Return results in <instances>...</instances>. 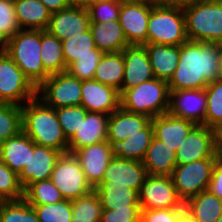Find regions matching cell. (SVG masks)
I'll return each instance as SVG.
<instances>
[{
	"mask_svg": "<svg viewBox=\"0 0 222 222\" xmlns=\"http://www.w3.org/2000/svg\"><path fill=\"white\" fill-rule=\"evenodd\" d=\"M184 207L198 222H216L222 216V200L208 190L188 199Z\"/></svg>",
	"mask_w": 222,
	"mask_h": 222,
	"instance_id": "f546056e",
	"label": "cell"
},
{
	"mask_svg": "<svg viewBox=\"0 0 222 222\" xmlns=\"http://www.w3.org/2000/svg\"><path fill=\"white\" fill-rule=\"evenodd\" d=\"M62 154L56 149L36 145L30 139L29 162L18 174L23 190L34 182L50 179L54 166Z\"/></svg>",
	"mask_w": 222,
	"mask_h": 222,
	"instance_id": "9a60e30c",
	"label": "cell"
},
{
	"mask_svg": "<svg viewBox=\"0 0 222 222\" xmlns=\"http://www.w3.org/2000/svg\"><path fill=\"white\" fill-rule=\"evenodd\" d=\"M14 8L21 29L47 30L51 13L40 0H14Z\"/></svg>",
	"mask_w": 222,
	"mask_h": 222,
	"instance_id": "83f0119b",
	"label": "cell"
},
{
	"mask_svg": "<svg viewBox=\"0 0 222 222\" xmlns=\"http://www.w3.org/2000/svg\"><path fill=\"white\" fill-rule=\"evenodd\" d=\"M138 195L141 210L185 208L171 176L148 175Z\"/></svg>",
	"mask_w": 222,
	"mask_h": 222,
	"instance_id": "8fae6325",
	"label": "cell"
},
{
	"mask_svg": "<svg viewBox=\"0 0 222 222\" xmlns=\"http://www.w3.org/2000/svg\"><path fill=\"white\" fill-rule=\"evenodd\" d=\"M81 90L82 81L65 71L50 75L37 88V97L54 109L78 106L81 105Z\"/></svg>",
	"mask_w": 222,
	"mask_h": 222,
	"instance_id": "9c48e42d",
	"label": "cell"
},
{
	"mask_svg": "<svg viewBox=\"0 0 222 222\" xmlns=\"http://www.w3.org/2000/svg\"><path fill=\"white\" fill-rule=\"evenodd\" d=\"M71 204L72 222H100L103 208L94 189L84 196L71 200Z\"/></svg>",
	"mask_w": 222,
	"mask_h": 222,
	"instance_id": "e575fe53",
	"label": "cell"
},
{
	"mask_svg": "<svg viewBox=\"0 0 222 222\" xmlns=\"http://www.w3.org/2000/svg\"><path fill=\"white\" fill-rule=\"evenodd\" d=\"M219 155L222 157V129L218 132Z\"/></svg>",
	"mask_w": 222,
	"mask_h": 222,
	"instance_id": "9f6ffc18",
	"label": "cell"
},
{
	"mask_svg": "<svg viewBox=\"0 0 222 222\" xmlns=\"http://www.w3.org/2000/svg\"><path fill=\"white\" fill-rule=\"evenodd\" d=\"M124 77L123 52L103 53L96 67L93 79L104 85L115 88L122 93V83Z\"/></svg>",
	"mask_w": 222,
	"mask_h": 222,
	"instance_id": "4dcf8cb0",
	"label": "cell"
},
{
	"mask_svg": "<svg viewBox=\"0 0 222 222\" xmlns=\"http://www.w3.org/2000/svg\"><path fill=\"white\" fill-rule=\"evenodd\" d=\"M155 78L169 81L177 68L180 45L144 44Z\"/></svg>",
	"mask_w": 222,
	"mask_h": 222,
	"instance_id": "cb8c5ba5",
	"label": "cell"
},
{
	"mask_svg": "<svg viewBox=\"0 0 222 222\" xmlns=\"http://www.w3.org/2000/svg\"><path fill=\"white\" fill-rule=\"evenodd\" d=\"M81 106L88 112L111 115L120 107V93L95 79L82 81Z\"/></svg>",
	"mask_w": 222,
	"mask_h": 222,
	"instance_id": "e0dca14e",
	"label": "cell"
},
{
	"mask_svg": "<svg viewBox=\"0 0 222 222\" xmlns=\"http://www.w3.org/2000/svg\"><path fill=\"white\" fill-rule=\"evenodd\" d=\"M188 40L222 43V0H198L183 6Z\"/></svg>",
	"mask_w": 222,
	"mask_h": 222,
	"instance_id": "277c9868",
	"label": "cell"
},
{
	"mask_svg": "<svg viewBox=\"0 0 222 222\" xmlns=\"http://www.w3.org/2000/svg\"><path fill=\"white\" fill-rule=\"evenodd\" d=\"M37 95V87L7 53L0 54V102L22 106Z\"/></svg>",
	"mask_w": 222,
	"mask_h": 222,
	"instance_id": "52a82bcc",
	"label": "cell"
},
{
	"mask_svg": "<svg viewBox=\"0 0 222 222\" xmlns=\"http://www.w3.org/2000/svg\"><path fill=\"white\" fill-rule=\"evenodd\" d=\"M40 222H72L71 200L54 204L31 205Z\"/></svg>",
	"mask_w": 222,
	"mask_h": 222,
	"instance_id": "ab89813d",
	"label": "cell"
},
{
	"mask_svg": "<svg viewBox=\"0 0 222 222\" xmlns=\"http://www.w3.org/2000/svg\"><path fill=\"white\" fill-rule=\"evenodd\" d=\"M72 154L93 189L102 182L105 170L115 156L113 146L107 140L77 149Z\"/></svg>",
	"mask_w": 222,
	"mask_h": 222,
	"instance_id": "5bb4252c",
	"label": "cell"
},
{
	"mask_svg": "<svg viewBox=\"0 0 222 222\" xmlns=\"http://www.w3.org/2000/svg\"><path fill=\"white\" fill-rule=\"evenodd\" d=\"M207 190L222 200V157H219L214 165Z\"/></svg>",
	"mask_w": 222,
	"mask_h": 222,
	"instance_id": "c3c4849f",
	"label": "cell"
},
{
	"mask_svg": "<svg viewBox=\"0 0 222 222\" xmlns=\"http://www.w3.org/2000/svg\"><path fill=\"white\" fill-rule=\"evenodd\" d=\"M151 122L144 114L131 113L121 107L114 111L108 119L107 141L114 147L135 133H140Z\"/></svg>",
	"mask_w": 222,
	"mask_h": 222,
	"instance_id": "603a6c76",
	"label": "cell"
},
{
	"mask_svg": "<svg viewBox=\"0 0 222 222\" xmlns=\"http://www.w3.org/2000/svg\"><path fill=\"white\" fill-rule=\"evenodd\" d=\"M121 0H100L87 6L90 22L107 23L119 20Z\"/></svg>",
	"mask_w": 222,
	"mask_h": 222,
	"instance_id": "7bdbcfd3",
	"label": "cell"
},
{
	"mask_svg": "<svg viewBox=\"0 0 222 222\" xmlns=\"http://www.w3.org/2000/svg\"><path fill=\"white\" fill-rule=\"evenodd\" d=\"M153 136L175 152L197 125L193 121L181 119L165 113L151 118Z\"/></svg>",
	"mask_w": 222,
	"mask_h": 222,
	"instance_id": "ffe728a7",
	"label": "cell"
},
{
	"mask_svg": "<svg viewBox=\"0 0 222 222\" xmlns=\"http://www.w3.org/2000/svg\"><path fill=\"white\" fill-rule=\"evenodd\" d=\"M216 222H222V216Z\"/></svg>",
	"mask_w": 222,
	"mask_h": 222,
	"instance_id": "91938a15",
	"label": "cell"
},
{
	"mask_svg": "<svg viewBox=\"0 0 222 222\" xmlns=\"http://www.w3.org/2000/svg\"><path fill=\"white\" fill-rule=\"evenodd\" d=\"M205 92L207 97L205 126L219 132L222 129V79L210 82L205 87Z\"/></svg>",
	"mask_w": 222,
	"mask_h": 222,
	"instance_id": "d590c367",
	"label": "cell"
},
{
	"mask_svg": "<svg viewBox=\"0 0 222 222\" xmlns=\"http://www.w3.org/2000/svg\"><path fill=\"white\" fill-rule=\"evenodd\" d=\"M218 70H219V79H222V43L219 44Z\"/></svg>",
	"mask_w": 222,
	"mask_h": 222,
	"instance_id": "db71d44e",
	"label": "cell"
},
{
	"mask_svg": "<svg viewBox=\"0 0 222 222\" xmlns=\"http://www.w3.org/2000/svg\"><path fill=\"white\" fill-rule=\"evenodd\" d=\"M219 43L188 40L180 45L177 68L168 81L169 91L204 89L219 79Z\"/></svg>",
	"mask_w": 222,
	"mask_h": 222,
	"instance_id": "6da1fadb",
	"label": "cell"
},
{
	"mask_svg": "<svg viewBox=\"0 0 222 222\" xmlns=\"http://www.w3.org/2000/svg\"><path fill=\"white\" fill-rule=\"evenodd\" d=\"M58 121L62 127L64 136L69 140L79 129L82 120L85 119L87 110L81 106H67L56 109Z\"/></svg>",
	"mask_w": 222,
	"mask_h": 222,
	"instance_id": "b9f144b4",
	"label": "cell"
},
{
	"mask_svg": "<svg viewBox=\"0 0 222 222\" xmlns=\"http://www.w3.org/2000/svg\"><path fill=\"white\" fill-rule=\"evenodd\" d=\"M20 29L16 18L14 0H0V35L7 42Z\"/></svg>",
	"mask_w": 222,
	"mask_h": 222,
	"instance_id": "ee69618b",
	"label": "cell"
},
{
	"mask_svg": "<svg viewBox=\"0 0 222 222\" xmlns=\"http://www.w3.org/2000/svg\"><path fill=\"white\" fill-rule=\"evenodd\" d=\"M122 52L124 59L122 92L155 78L144 45H129Z\"/></svg>",
	"mask_w": 222,
	"mask_h": 222,
	"instance_id": "ac0fdd59",
	"label": "cell"
},
{
	"mask_svg": "<svg viewBox=\"0 0 222 222\" xmlns=\"http://www.w3.org/2000/svg\"><path fill=\"white\" fill-rule=\"evenodd\" d=\"M219 157L218 131L204 125H196L176 151L177 164Z\"/></svg>",
	"mask_w": 222,
	"mask_h": 222,
	"instance_id": "7c38bea8",
	"label": "cell"
},
{
	"mask_svg": "<svg viewBox=\"0 0 222 222\" xmlns=\"http://www.w3.org/2000/svg\"><path fill=\"white\" fill-rule=\"evenodd\" d=\"M95 1H100V0H87V6H88V4L95 2Z\"/></svg>",
	"mask_w": 222,
	"mask_h": 222,
	"instance_id": "680465c9",
	"label": "cell"
},
{
	"mask_svg": "<svg viewBox=\"0 0 222 222\" xmlns=\"http://www.w3.org/2000/svg\"><path fill=\"white\" fill-rule=\"evenodd\" d=\"M103 54H93L78 57L67 67V72L80 81L93 79L99 60Z\"/></svg>",
	"mask_w": 222,
	"mask_h": 222,
	"instance_id": "f6af8a7d",
	"label": "cell"
},
{
	"mask_svg": "<svg viewBox=\"0 0 222 222\" xmlns=\"http://www.w3.org/2000/svg\"><path fill=\"white\" fill-rule=\"evenodd\" d=\"M50 180L60 190L62 197L67 200L79 198L93 190L77 158L72 153L61 155L54 166Z\"/></svg>",
	"mask_w": 222,
	"mask_h": 222,
	"instance_id": "30bf717a",
	"label": "cell"
},
{
	"mask_svg": "<svg viewBox=\"0 0 222 222\" xmlns=\"http://www.w3.org/2000/svg\"><path fill=\"white\" fill-rule=\"evenodd\" d=\"M40 57L44 70L49 74H58L67 70L64 60L62 41L48 30H41Z\"/></svg>",
	"mask_w": 222,
	"mask_h": 222,
	"instance_id": "d6a6232c",
	"label": "cell"
},
{
	"mask_svg": "<svg viewBox=\"0 0 222 222\" xmlns=\"http://www.w3.org/2000/svg\"><path fill=\"white\" fill-rule=\"evenodd\" d=\"M23 197L24 190L18 174L0 160V201H16Z\"/></svg>",
	"mask_w": 222,
	"mask_h": 222,
	"instance_id": "60d3db41",
	"label": "cell"
},
{
	"mask_svg": "<svg viewBox=\"0 0 222 222\" xmlns=\"http://www.w3.org/2000/svg\"><path fill=\"white\" fill-rule=\"evenodd\" d=\"M62 48L66 67L77 60L78 57L93 54H103L95 44L90 28L62 41Z\"/></svg>",
	"mask_w": 222,
	"mask_h": 222,
	"instance_id": "836d02e7",
	"label": "cell"
},
{
	"mask_svg": "<svg viewBox=\"0 0 222 222\" xmlns=\"http://www.w3.org/2000/svg\"><path fill=\"white\" fill-rule=\"evenodd\" d=\"M22 131L39 146L68 153V140L58 121L56 109L35 97L22 105Z\"/></svg>",
	"mask_w": 222,
	"mask_h": 222,
	"instance_id": "7a4b0ae2",
	"label": "cell"
},
{
	"mask_svg": "<svg viewBox=\"0 0 222 222\" xmlns=\"http://www.w3.org/2000/svg\"><path fill=\"white\" fill-rule=\"evenodd\" d=\"M41 30L20 29L6 43V53L38 88L50 75L40 57Z\"/></svg>",
	"mask_w": 222,
	"mask_h": 222,
	"instance_id": "3957f363",
	"label": "cell"
},
{
	"mask_svg": "<svg viewBox=\"0 0 222 222\" xmlns=\"http://www.w3.org/2000/svg\"><path fill=\"white\" fill-rule=\"evenodd\" d=\"M22 131V106L0 103V144Z\"/></svg>",
	"mask_w": 222,
	"mask_h": 222,
	"instance_id": "74e56055",
	"label": "cell"
},
{
	"mask_svg": "<svg viewBox=\"0 0 222 222\" xmlns=\"http://www.w3.org/2000/svg\"><path fill=\"white\" fill-rule=\"evenodd\" d=\"M50 13H54L69 7L66 0H40Z\"/></svg>",
	"mask_w": 222,
	"mask_h": 222,
	"instance_id": "681fc988",
	"label": "cell"
},
{
	"mask_svg": "<svg viewBox=\"0 0 222 222\" xmlns=\"http://www.w3.org/2000/svg\"><path fill=\"white\" fill-rule=\"evenodd\" d=\"M23 199L30 205L54 204L64 200L60 190L50 179L30 184L24 190Z\"/></svg>",
	"mask_w": 222,
	"mask_h": 222,
	"instance_id": "8d00e7d4",
	"label": "cell"
},
{
	"mask_svg": "<svg viewBox=\"0 0 222 222\" xmlns=\"http://www.w3.org/2000/svg\"><path fill=\"white\" fill-rule=\"evenodd\" d=\"M30 159V138L23 131L0 144V160L19 174Z\"/></svg>",
	"mask_w": 222,
	"mask_h": 222,
	"instance_id": "f1b7e54d",
	"label": "cell"
},
{
	"mask_svg": "<svg viewBox=\"0 0 222 222\" xmlns=\"http://www.w3.org/2000/svg\"><path fill=\"white\" fill-rule=\"evenodd\" d=\"M198 0H154L155 4L184 6Z\"/></svg>",
	"mask_w": 222,
	"mask_h": 222,
	"instance_id": "f907efd6",
	"label": "cell"
},
{
	"mask_svg": "<svg viewBox=\"0 0 222 222\" xmlns=\"http://www.w3.org/2000/svg\"><path fill=\"white\" fill-rule=\"evenodd\" d=\"M153 137V126L150 122L144 129L140 130V133H135L117 143L113 147L114 155L120 159L143 161Z\"/></svg>",
	"mask_w": 222,
	"mask_h": 222,
	"instance_id": "1f68e13d",
	"label": "cell"
},
{
	"mask_svg": "<svg viewBox=\"0 0 222 222\" xmlns=\"http://www.w3.org/2000/svg\"><path fill=\"white\" fill-rule=\"evenodd\" d=\"M0 222H40L33 207L24 199L0 201Z\"/></svg>",
	"mask_w": 222,
	"mask_h": 222,
	"instance_id": "f35d334b",
	"label": "cell"
},
{
	"mask_svg": "<svg viewBox=\"0 0 222 222\" xmlns=\"http://www.w3.org/2000/svg\"><path fill=\"white\" fill-rule=\"evenodd\" d=\"M90 28V17L87 8L69 6L51 13L47 30L60 41L81 34Z\"/></svg>",
	"mask_w": 222,
	"mask_h": 222,
	"instance_id": "d6986e66",
	"label": "cell"
},
{
	"mask_svg": "<svg viewBox=\"0 0 222 222\" xmlns=\"http://www.w3.org/2000/svg\"><path fill=\"white\" fill-rule=\"evenodd\" d=\"M69 6L87 8V0H66Z\"/></svg>",
	"mask_w": 222,
	"mask_h": 222,
	"instance_id": "816d5d0a",
	"label": "cell"
},
{
	"mask_svg": "<svg viewBox=\"0 0 222 222\" xmlns=\"http://www.w3.org/2000/svg\"><path fill=\"white\" fill-rule=\"evenodd\" d=\"M96 47L103 53L119 52L129 46L119 20L107 23L90 22Z\"/></svg>",
	"mask_w": 222,
	"mask_h": 222,
	"instance_id": "4316f807",
	"label": "cell"
},
{
	"mask_svg": "<svg viewBox=\"0 0 222 222\" xmlns=\"http://www.w3.org/2000/svg\"><path fill=\"white\" fill-rule=\"evenodd\" d=\"M142 162L148 175L171 176L177 165L176 152L153 137Z\"/></svg>",
	"mask_w": 222,
	"mask_h": 222,
	"instance_id": "484cf974",
	"label": "cell"
},
{
	"mask_svg": "<svg viewBox=\"0 0 222 222\" xmlns=\"http://www.w3.org/2000/svg\"><path fill=\"white\" fill-rule=\"evenodd\" d=\"M206 109L205 88L170 91L168 110L170 115L205 126Z\"/></svg>",
	"mask_w": 222,
	"mask_h": 222,
	"instance_id": "2e32d148",
	"label": "cell"
},
{
	"mask_svg": "<svg viewBox=\"0 0 222 222\" xmlns=\"http://www.w3.org/2000/svg\"><path fill=\"white\" fill-rule=\"evenodd\" d=\"M170 91L168 82L153 78L120 94V107L131 113L154 118L168 113Z\"/></svg>",
	"mask_w": 222,
	"mask_h": 222,
	"instance_id": "5b68a950",
	"label": "cell"
},
{
	"mask_svg": "<svg viewBox=\"0 0 222 222\" xmlns=\"http://www.w3.org/2000/svg\"><path fill=\"white\" fill-rule=\"evenodd\" d=\"M123 2H154V0H121Z\"/></svg>",
	"mask_w": 222,
	"mask_h": 222,
	"instance_id": "6f0895ef",
	"label": "cell"
},
{
	"mask_svg": "<svg viewBox=\"0 0 222 222\" xmlns=\"http://www.w3.org/2000/svg\"><path fill=\"white\" fill-rule=\"evenodd\" d=\"M187 41L183 6L154 4L149 16L147 43L181 45Z\"/></svg>",
	"mask_w": 222,
	"mask_h": 222,
	"instance_id": "8992f818",
	"label": "cell"
},
{
	"mask_svg": "<svg viewBox=\"0 0 222 222\" xmlns=\"http://www.w3.org/2000/svg\"><path fill=\"white\" fill-rule=\"evenodd\" d=\"M6 41L4 38L0 35V54L6 53Z\"/></svg>",
	"mask_w": 222,
	"mask_h": 222,
	"instance_id": "11a10c76",
	"label": "cell"
},
{
	"mask_svg": "<svg viewBox=\"0 0 222 222\" xmlns=\"http://www.w3.org/2000/svg\"><path fill=\"white\" fill-rule=\"evenodd\" d=\"M185 208L141 210L142 222H178Z\"/></svg>",
	"mask_w": 222,
	"mask_h": 222,
	"instance_id": "7dc6e473",
	"label": "cell"
},
{
	"mask_svg": "<svg viewBox=\"0 0 222 222\" xmlns=\"http://www.w3.org/2000/svg\"><path fill=\"white\" fill-rule=\"evenodd\" d=\"M178 222H198L196 221L190 214H188L185 210L182 212L179 217Z\"/></svg>",
	"mask_w": 222,
	"mask_h": 222,
	"instance_id": "f5cc1de1",
	"label": "cell"
},
{
	"mask_svg": "<svg viewBox=\"0 0 222 222\" xmlns=\"http://www.w3.org/2000/svg\"><path fill=\"white\" fill-rule=\"evenodd\" d=\"M147 176L148 173L142 161L120 159L114 156L105 170L102 181L126 185L139 192Z\"/></svg>",
	"mask_w": 222,
	"mask_h": 222,
	"instance_id": "7402d4cb",
	"label": "cell"
},
{
	"mask_svg": "<svg viewBox=\"0 0 222 222\" xmlns=\"http://www.w3.org/2000/svg\"><path fill=\"white\" fill-rule=\"evenodd\" d=\"M94 190L99 195L102 208L105 210L140 207L138 191L126 185L102 181Z\"/></svg>",
	"mask_w": 222,
	"mask_h": 222,
	"instance_id": "d4e9b609",
	"label": "cell"
},
{
	"mask_svg": "<svg viewBox=\"0 0 222 222\" xmlns=\"http://www.w3.org/2000/svg\"><path fill=\"white\" fill-rule=\"evenodd\" d=\"M140 207L102 210L100 222H137L140 219Z\"/></svg>",
	"mask_w": 222,
	"mask_h": 222,
	"instance_id": "bcb514c9",
	"label": "cell"
},
{
	"mask_svg": "<svg viewBox=\"0 0 222 222\" xmlns=\"http://www.w3.org/2000/svg\"><path fill=\"white\" fill-rule=\"evenodd\" d=\"M216 161L217 159H201L175 166L171 177L184 203L208 189Z\"/></svg>",
	"mask_w": 222,
	"mask_h": 222,
	"instance_id": "ba28073f",
	"label": "cell"
},
{
	"mask_svg": "<svg viewBox=\"0 0 222 222\" xmlns=\"http://www.w3.org/2000/svg\"><path fill=\"white\" fill-rule=\"evenodd\" d=\"M109 114L88 112L79 129L68 140V153L107 140Z\"/></svg>",
	"mask_w": 222,
	"mask_h": 222,
	"instance_id": "44dd1931",
	"label": "cell"
},
{
	"mask_svg": "<svg viewBox=\"0 0 222 222\" xmlns=\"http://www.w3.org/2000/svg\"><path fill=\"white\" fill-rule=\"evenodd\" d=\"M154 2H123L119 22L129 45L147 44L149 16Z\"/></svg>",
	"mask_w": 222,
	"mask_h": 222,
	"instance_id": "4fadbf2b",
	"label": "cell"
}]
</instances>
